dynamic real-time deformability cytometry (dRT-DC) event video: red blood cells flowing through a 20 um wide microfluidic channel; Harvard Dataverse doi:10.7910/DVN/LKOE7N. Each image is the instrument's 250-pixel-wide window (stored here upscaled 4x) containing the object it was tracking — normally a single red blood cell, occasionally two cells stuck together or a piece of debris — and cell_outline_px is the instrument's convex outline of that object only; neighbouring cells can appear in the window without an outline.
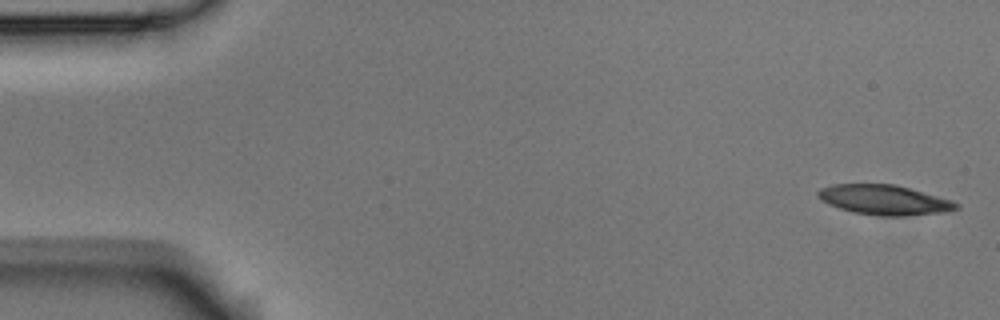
{"species": "Egyptian fruit bat (a non-hibernating species)", "species_latin": "Rousettus aegyptiacus", "temperature_condition": "room temperature", "stored_images_in_passage": 5, "camera_frame_rate_fps": 3000, "um_per_image_px": 0.085, "animal": {"sex": "male"}, "frame": {"image": 1, "passage_image": 1, "time_ms": 0.0, "image_size_px": [1000, 320], "cell_outline_px": [[960, 208], [944, 212], [904, 216], [884, 216], [852, 212], [828, 204], [816, 196], [816, 192], [820, 188], [832, 184], [896, 184], [952, 200], [960, 204]], "centroid_in_image_um": [75.16, 16.98], "position_along_channel_um": 9.8, "area_um2": 24.16}}
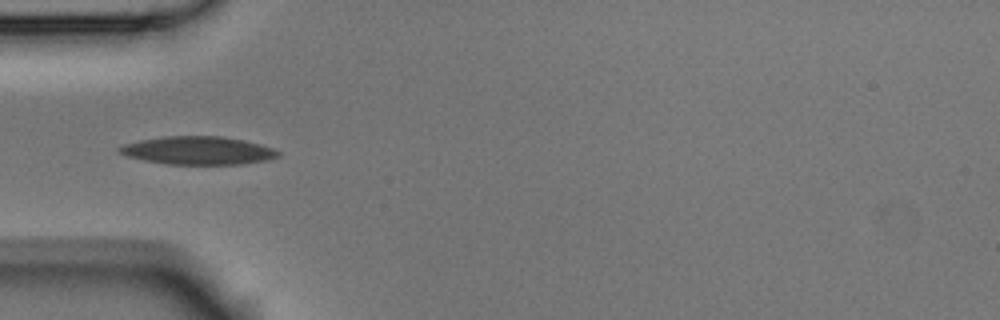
{"frame": {"image": 2, "passage_image": 5, "time_ms": 1.333, "image_size_px": [1000, 320], "cell_outline_px": [[280, 156], [268, 160], [240, 164], [168, 164], [144, 160], [124, 156], [116, 148], [124, 144], [140, 140], [164, 136], [220, 136], [244, 140], [260, 144], [272, 148], [280, 152]], "centroid_in_image_um": [16.82, 12.79], "position_along_channel_um": 68.2, "area_um2": 26.01}}